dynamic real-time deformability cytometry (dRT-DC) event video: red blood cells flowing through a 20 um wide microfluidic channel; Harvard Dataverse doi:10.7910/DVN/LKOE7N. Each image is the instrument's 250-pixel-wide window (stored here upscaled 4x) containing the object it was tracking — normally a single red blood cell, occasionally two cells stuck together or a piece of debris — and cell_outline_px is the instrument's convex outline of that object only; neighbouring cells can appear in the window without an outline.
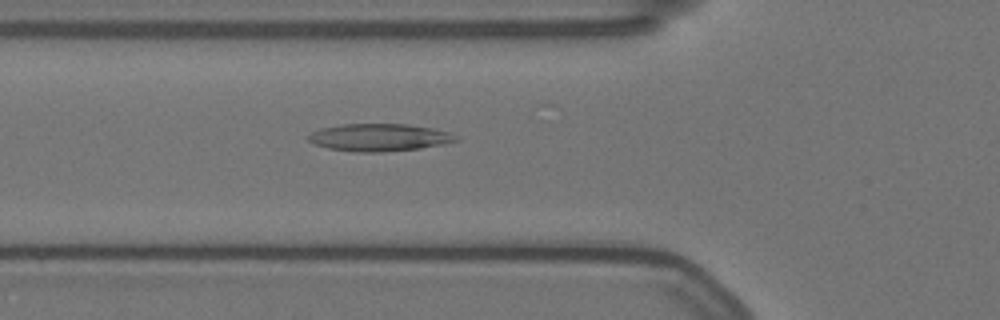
{"species": "Egyptian fruit bat (a non-hibernating species)", "species_latin": "Rousettus aegyptiacus", "temperature_condition": "warm", "stored_images_in_passage": 38, "camera_frame_rate_fps": 3000, "um_per_image_px": 0.085, "animal": {"sex": "female"}, "frame": {"image": 1, "passage_image": 15, "time_ms": 4.667, "image_size_px": [1000, 320], "cell_outline_px": [[460, 140], [444, 144], [420, 148], [380, 152], [356, 152], [328, 148], [316, 144], [308, 140], [308, 136], [312, 132], [320, 128], [344, 124], [408, 124], [432, 128], [448, 132], [456, 136]], "centroid_in_image_um": [32.25, 11.68], "position_along_channel_um": 93.6, "area_um2": 23.47}}
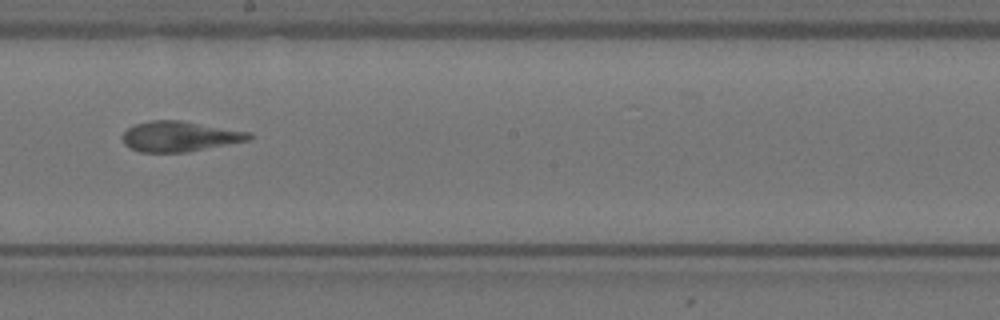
{"frame": {"image": 2, "passage_image": 27, "time_ms": 8.667, "image_size_px": [1000, 320], "cell_outline_px": [[252, 136], [248, 140], [184, 152], [140, 152], [124, 144], [124, 132], [128, 128], [136, 124], [152, 120], [180, 120], [252, 132]], "centroid_in_image_um": [15.28, 11.58], "position_along_channel_um": 232.9, "area_um2": 21.96}}
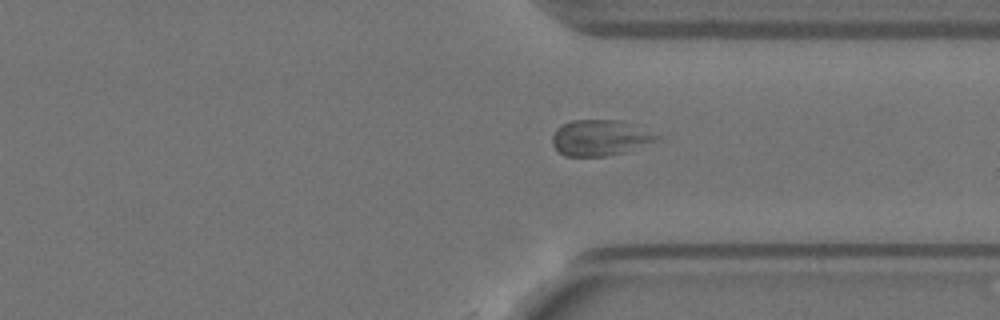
{"frame": {"image": 3, "passage_image": 38, "time_ms": 12.333, "image_size_px": [1000, 320], "cell_outline_px": [[660, 136], [656, 140], [624, 152], [604, 156], [564, 156], [552, 144], [552, 136], [556, 128], [560, 124], [572, 120], [620, 120]], "centroid_in_image_um": [50.91, 11.7], "position_along_channel_um": 360.5, "area_um2": 21.44}}